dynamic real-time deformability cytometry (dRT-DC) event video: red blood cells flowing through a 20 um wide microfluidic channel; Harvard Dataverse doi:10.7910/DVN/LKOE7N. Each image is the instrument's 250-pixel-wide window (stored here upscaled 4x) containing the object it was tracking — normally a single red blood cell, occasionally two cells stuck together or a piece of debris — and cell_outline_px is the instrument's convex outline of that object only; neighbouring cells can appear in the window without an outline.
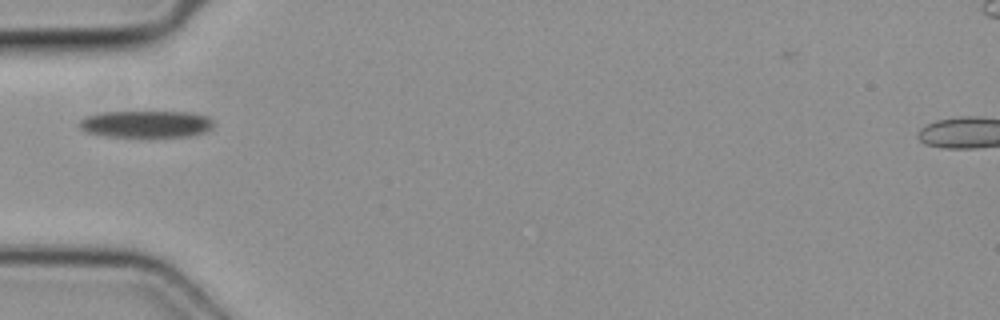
{"species": "common noctule bat (a hibernating species)", "species_latin": "Nyctalus noctula", "temperature_condition": "cold", "stored_images_in_passage": 8, "camera_frame_rate_fps": 3000, "um_per_image_px": 0.085, "animal": {"sex": "female", "body_mass_g": 19.3, "forearm_length_mm": 54.1}, "frame": {"image": 1, "passage_image": 6, "time_ms": 1.667, "image_size_px": [1000, 320], "cell_outline_px": [[212, 128], [204, 132], [188, 136], [104, 136], [84, 132], [80, 128], [80, 120], [84, 116], [104, 112], [192, 112], [208, 116], [212, 120]], "centroid_in_image_um": [12.39, 10.53], "position_along_channel_um": 72.6, "area_um2": 20.98}}
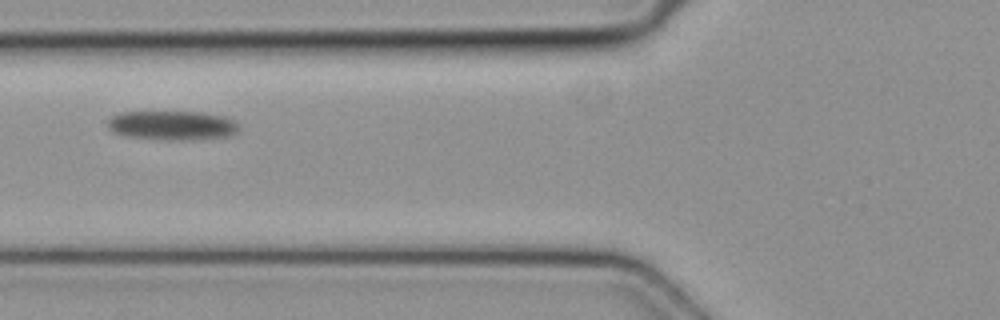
{"frame": {"image": 2, "passage_image": 7, "time_ms": 2.0, "image_size_px": [1000, 320], "cell_outline_px": [[240, 128], [236, 132], [228, 136], [192, 140], [184, 140], [128, 136], [112, 132], [108, 128], [108, 120], [112, 116], [120, 112], [204, 112], [224, 116], [236, 120], [240, 124]], "centroid_in_image_um": [14.7, 10.64], "position_along_channel_um": 111.1, "area_um2": 22.37}}
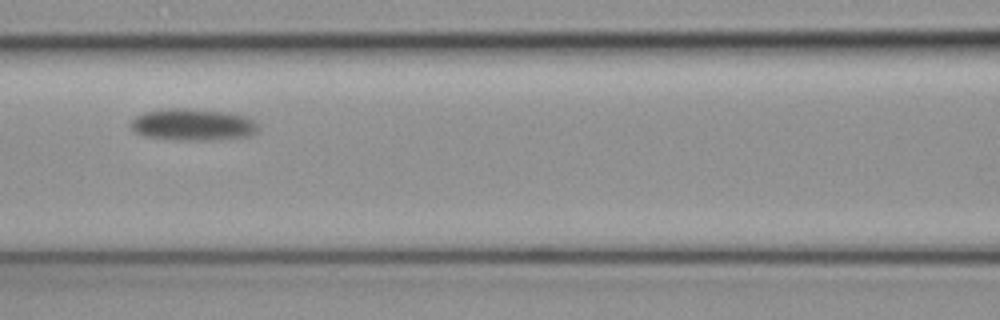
{"frame": {"image": 3, "passage_image": 8, "time_ms": 2.333, "image_size_px": [1000, 320], "cell_outline_px": [[260, 128], [252, 136], [208, 140], [176, 140], [144, 136], [136, 132], [128, 124], [136, 116], [144, 112], [168, 108], [188, 108], [232, 112], [244, 116], [252, 120]], "centroid_in_image_um": [16.4, 10.59], "position_along_channel_um": 150.2, "area_um2": 23.87}}